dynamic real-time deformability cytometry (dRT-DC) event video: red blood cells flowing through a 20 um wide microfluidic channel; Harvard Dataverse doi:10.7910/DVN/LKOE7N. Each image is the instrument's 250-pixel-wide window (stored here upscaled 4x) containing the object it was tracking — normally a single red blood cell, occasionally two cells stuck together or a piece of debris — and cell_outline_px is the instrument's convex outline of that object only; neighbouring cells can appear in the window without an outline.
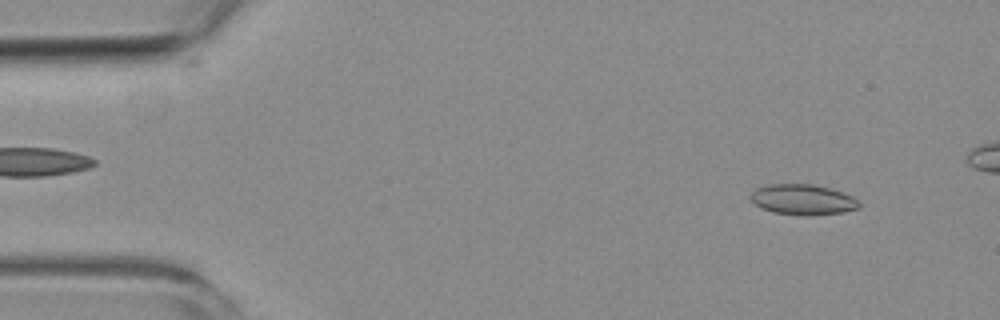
{"species": "common noctule bat (a hibernating species)", "species_latin": "Nyctalus noctula", "temperature_condition": "room temperature", "stored_images_in_passage": 4, "camera_frame_rate_fps": 3000, "um_per_image_px": 0.085, "animal": {"sex": "female", "body_mass_g": 19.3, "forearm_length_mm": 54.1}, "frame": {"image": 1, "passage_image": 1, "time_ms": 0.0, "image_size_px": [1000, 320], "cell_outline_px": [[860, 208], [844, 212], [808, 216], [800, 216], [772, 212], [760, 208], [748, 196], [756, 188], [768, 184], [812, 184], [828, 188], [852, 196], [860, 204]], "centroid_in_image_um": [68.2, 16.98], "position_along_channel_um": 16.8, "area_um2": 19.36}}